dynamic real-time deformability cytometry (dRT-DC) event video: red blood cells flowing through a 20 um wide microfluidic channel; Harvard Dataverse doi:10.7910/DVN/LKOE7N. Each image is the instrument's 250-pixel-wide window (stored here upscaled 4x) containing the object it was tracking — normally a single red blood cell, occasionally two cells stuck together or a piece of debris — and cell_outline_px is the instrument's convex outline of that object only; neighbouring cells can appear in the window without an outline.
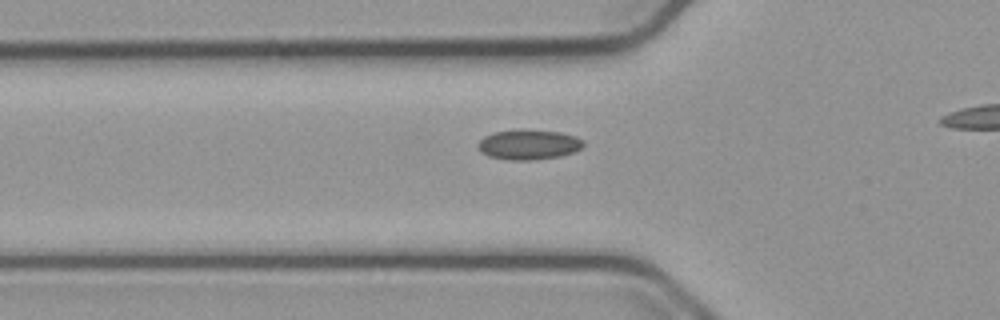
{"species": "common noctule bat (a hibernating species)", "species_latin": "Nyctalus noctula", "temperature_condition": "cold", "stored_images_in_passage": 28, "camera_frame_rate_fps": 3000, "um_per_image_px": 0.085, "animal": {"sex": "male", "body_mass_g": 23.1, "forearm_length_mm": 52.7}, "frame": {"image": 1, "passage_image": 2, "time_ms": 0.333, "image_size_px": [1000, 320], "cell_outline_px": [[584, 144], [580, 148], [572, 152], [560, 156], [532, 160], [508, 160], [488, 156], [476, 144], [484, 136], [496, 132], [520, 128], [524, 128], [560, 132], [576, 136], [584, 140]], "centroid_in_image_um": [44.95, 12.27], "position_along_channel_um": 80.9, "area_um2": 18.55}}
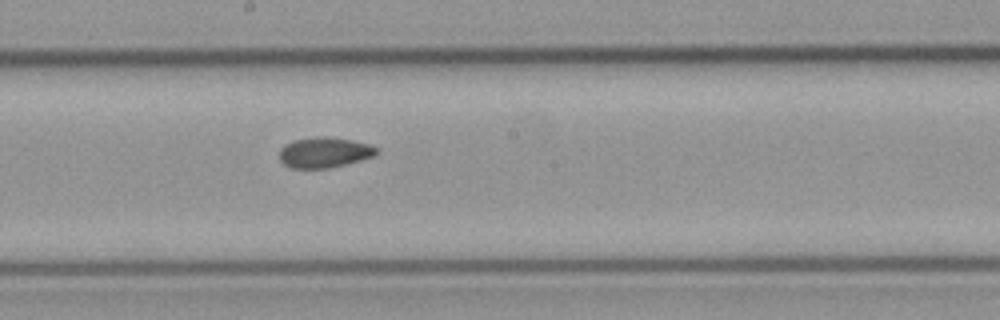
{"frame": {"image": 2, "passage_image": 13, "time_ms": 4.0, "image_size_px": [1000, 320], "cell_outline_px": [[380, 152], [372, 156], [360, 160], [328, 168], [292, 168], [284, 164], [280, 160], [280, 148], [284, 144], [292, 140], [316, 136], [324, 136], [352, 140], [368, 144], [380, 148]], "centroid_in_image_um": [27.56, 12.94], "position_along_channel_um": 220.6, "area_um2": 17.28}}
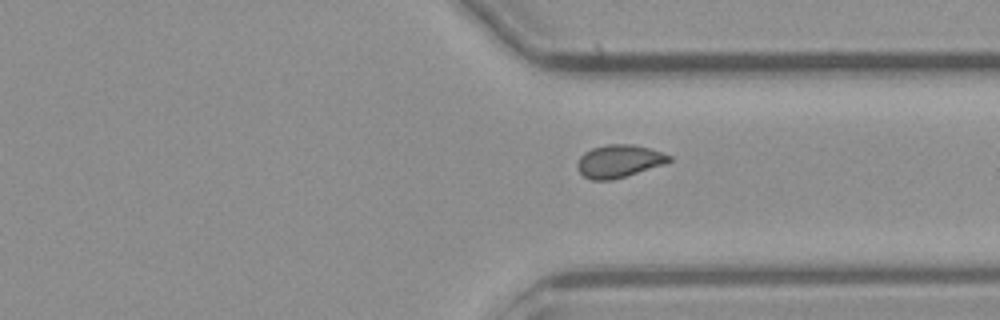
{"frame": {"image": 3, "passage_image": 24, "time_ms": 7.667, "image_size_px": [1000, 320], "cell_outline_px": [[672, 160], [664, 164], [612, 180], [592, 180], [584, 176], [580, 172], [576, 164], [580, 156], [584, 152], [592, 148], [608, 144], [632, 144], [648, 148], [672, 156]], "centroid_in_image_um": [52.59, 13.69], "position_along_channel_um": 358.8, "area_um2": 17.34}}